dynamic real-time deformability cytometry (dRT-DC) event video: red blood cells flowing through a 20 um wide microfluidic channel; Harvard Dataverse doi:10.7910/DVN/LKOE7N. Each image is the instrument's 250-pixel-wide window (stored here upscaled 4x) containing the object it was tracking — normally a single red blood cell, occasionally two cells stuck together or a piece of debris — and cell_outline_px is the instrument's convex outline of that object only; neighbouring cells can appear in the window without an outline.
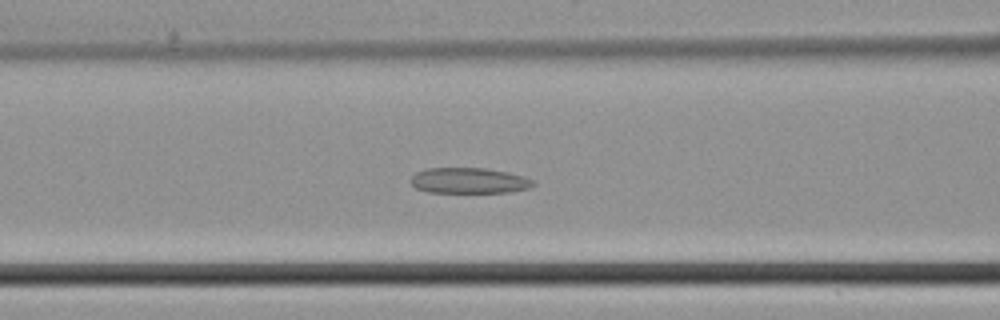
{"species": "common noctule bat (a hibernating species)", "species_latin": "Nyctalus noctula", "temperature_condition": "cold", "stored_images_in_passage": 46, "camera_frame_rate_fps": 3000, "um_per_image_px": 0.085, "animal": {"sex": "male", "body_mass_g": 21.5, "forearm_length_mm": 52.0}, "frame": {"image": 1, "passage_image": 19, "time_ms": 6.0, "image_size_px": [1000, 320], "cell_outline_px": [[536, 184], [532, 188], [508, 192], [428, 192], [416, 188], [408, 180], [416, 172], [424, 168], [488, 168], [508, 172], [524, 176], [536, 180]], "centroid_in_image_um": [39.9, 15.34], "position_along_channel_um": 126.7, "area_um2": 18.61}}
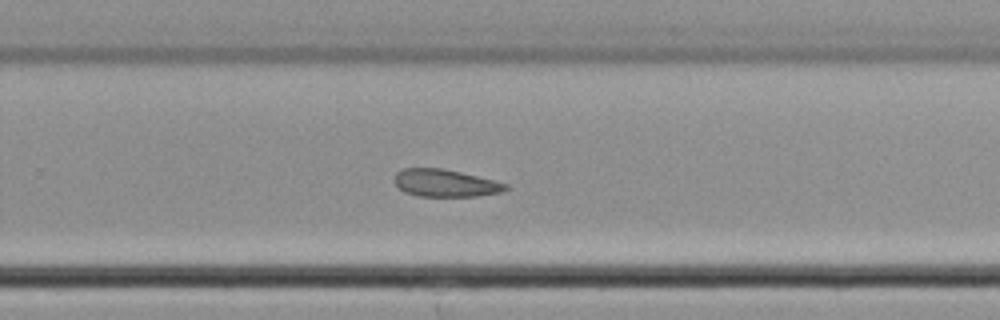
{"frame": {"image": 2, "passage_image": 30, "time_ms": 9.667, "image_size_px": [1000, 320], "cell_outline_px": [[508, 188], [500, 192], [476, 196], [420, 196], [404, 192], [392, 180], [396, 172], [400, 168], [444, 168], [508, 184]], "centroid_in_image_um": [37.78, 15.55], "position_along_channel_um": 292.0, "area_um2": 17.69}}
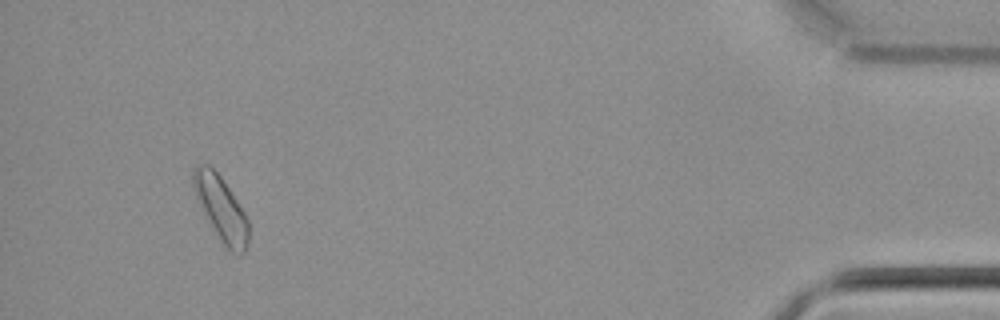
{"frame": {"image": 3, "passage_image": 43, "time_ms": 14.0, "image_size_px": [1000, 320], "cell_outline_px": [[248, 244], [244, 252], [240, 256], [232, 252], [220, 240], [200, 204], [192, 188], [192, 168], [196, 164], [208, 164], [220, 176], [244, 212], [248, 220]], "centroid_in_image_um": [18.78, 17.7], "position_along_channel_um": 416.4, "area_um2": 20.29}}